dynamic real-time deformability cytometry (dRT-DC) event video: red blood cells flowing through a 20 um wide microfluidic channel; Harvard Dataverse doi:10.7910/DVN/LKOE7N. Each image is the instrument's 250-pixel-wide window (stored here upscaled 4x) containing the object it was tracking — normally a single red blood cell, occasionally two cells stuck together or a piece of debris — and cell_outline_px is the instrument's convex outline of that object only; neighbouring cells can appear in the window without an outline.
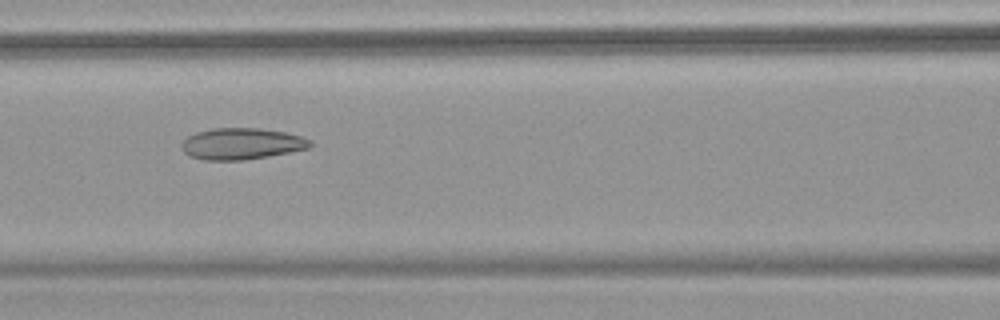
{"species": "common noctule bat (a hibernating species)", "species_latin": "Nyctalus noctula", "temperature_condition": "warm", "stored_images_in_passage": 42, "camera_frame_rate_fps": 3000, "um_per_image_px": 0.085, "animal": {"sex": "female", "body_mass_g": 18.4}, "frame": {"image": 1, "passage_image": 13, "time_ms": 4.0, "image_size_px": [1000, 320], "cell_outline_px": [[312, 144], [308, 148], [268, 156], [240, 160], [204, 160], [192, 156], [184, 152], [180, 144], [188, 136], [196, 132], [212, 128], [260, 128], [284, 132], [300, 136], [312, 140]], "centroid_in_image_um": [20.52, 12.21], "position_along_channel_um": 146.1, "area_um2": 23.35}, "authors_computed_cell_mechanics": {"area_um2": 24.8829, "velocity_mm_per_s": 3.8143, "shape_relaxation_time_tau1_ms": null, "shape_relaxation_time_tau2_ms": 2.226, "deformation_change_tau1": null, "deformation_change_tau2": 0.0746}}